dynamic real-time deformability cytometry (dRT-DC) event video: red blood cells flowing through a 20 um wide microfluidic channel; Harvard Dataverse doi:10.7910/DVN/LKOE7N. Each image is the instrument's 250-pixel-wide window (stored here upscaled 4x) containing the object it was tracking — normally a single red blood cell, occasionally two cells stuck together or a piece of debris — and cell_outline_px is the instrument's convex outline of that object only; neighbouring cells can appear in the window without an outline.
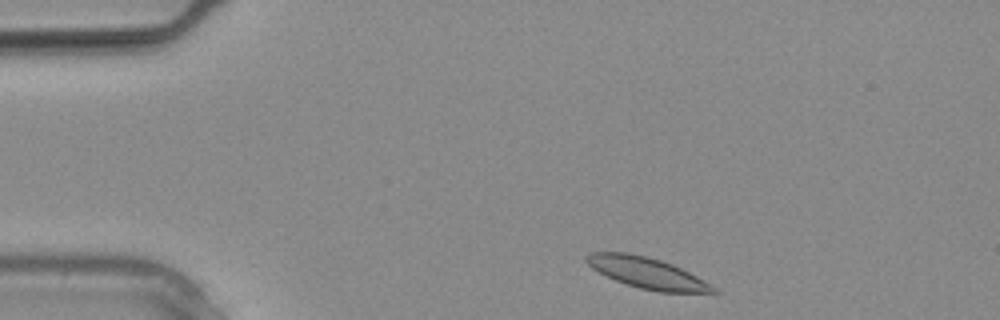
{"species": "common noctule bat (a hibernating species)", "species_latin": "Nyctalus noctula", "temperature_condition": "warm", "stored_images_in_passage": 10, "camera_frame_rate_fps": 3000, "um_per_image_px": 0.085, "animal": {"sex": "male", "body_mass_g": 20.4}, "frame": {"image": 1, "passage_image": 1, "time_ms": 0.0, "image_size_px": [1000, 320], "cell_outline_px": [[720, 292], [660, 292], [640, 288], [616, 280], [592, 268], [584, 260], [584, 256], [588, 252], [628, 252], [648, 256], [672, 264], [704, 280], [716, 288]], "centroid_in_image_um": [54.96, 23.17], "position_along_channel_um": 30.0, "area_um2": 22.66}}
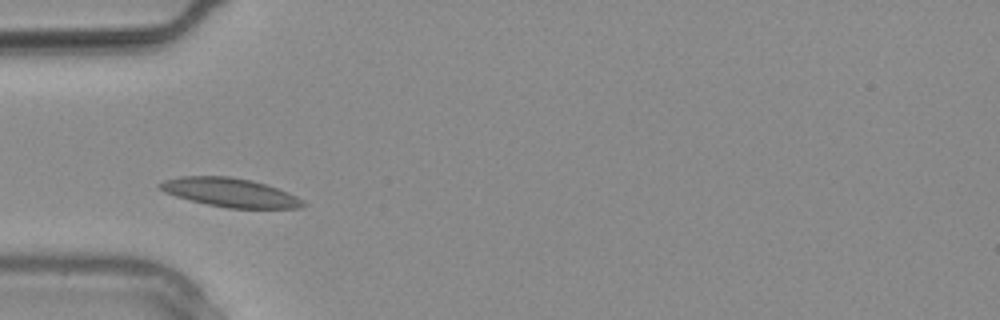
{"frame": {"image": 2, "passage_image": 5, "time_ms": 1.333, "image_size_px": [1000, 320], "cell_outline_px": [[308, 204], [300, 208], [228, 208], [208, 204], [176, 196], [164, 192], [156, 184], [164, 180], [180, 176], [232, 176], [252, 180], [288, 192], [304, 200]], "centroid_in_image_um": [19.57, 16.35], "position_along_channel_um": 65.4, "area_um2": 23.99}}